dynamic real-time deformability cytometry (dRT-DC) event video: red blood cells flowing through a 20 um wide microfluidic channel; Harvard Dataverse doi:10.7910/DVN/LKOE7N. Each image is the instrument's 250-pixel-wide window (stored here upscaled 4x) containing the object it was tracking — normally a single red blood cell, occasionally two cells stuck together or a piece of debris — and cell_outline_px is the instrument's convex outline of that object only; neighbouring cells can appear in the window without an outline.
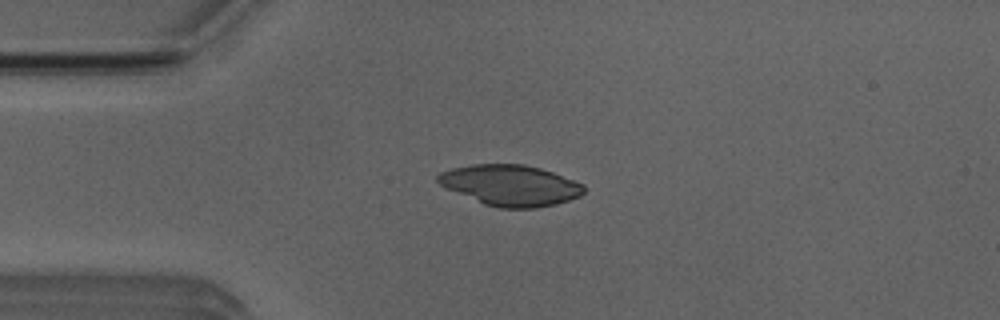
{"species": "Egyptian fruit bat (a non-hibernating species)", "species_latin": "Rousettus aegyptiacus", "temperature_condition": "room temperature", "stored_images_in_passage": 43, "camera_frame_rate_fps": 3000, "um_per_image_px": 0.085, "animal": {"sex": "male"}, "frame": {"image": 1, "passage_image": 3, "time_ms": 0.667, "image_size_px": [1000, 320], "cell_outline_px": [[584, 192], [580, 196], [556, 204], [536, 208], [496, 208], [484, 204], [448, 188], [440, 184], [436, 180], [436, 176], [440, 172], [452, 168], [472, 164], [524, 164], [540, 168], [552, 172], [584, 184]], "centroid_in_image_um": [43.39, 15.75], "position_along_channel_um": 41.6, "area_um2": 34.56}}
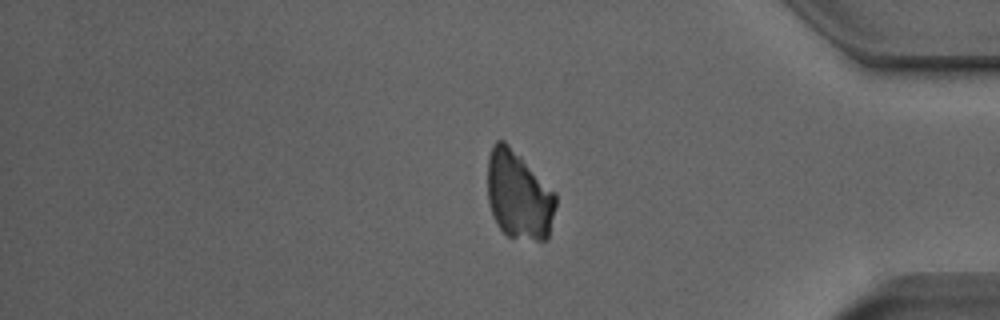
{"frame": {"image": 2, "passage_image": 34, "time_ms": 11.0, "image_size_px": [1000, 320], "cell_outline_px": [[556, 204], [548, 240], [536, 240], [508, 236], [496, 224], [492, 216], [488, 204], [488, 156], [492, 144], [496, 140], [504, 140], [556, 192]], "centroid_in_image_um": [44.08, 16.59], "position_along_channel_um": 391.1, "area_um2": 35.26}}
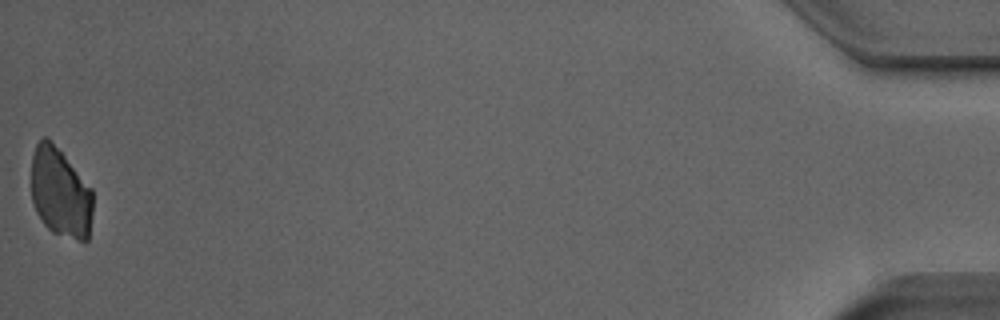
{"frame": {"image": 3, "passage_image": 43, "time_ms": 14.0, "image_size_px": [1000, 320], "cell_outline_px": [[92, 216], [88, 240], [80, 240], [52, 232], [44, 224], [36, 212], [32, 200], [32, 156], [36, 144], [44, 136], [48, 136], [92, 188]], "centroid_in_image_um": [5.13, 16.36], "position_along_channel_um": 430.1, "area_um2": 32.08}}